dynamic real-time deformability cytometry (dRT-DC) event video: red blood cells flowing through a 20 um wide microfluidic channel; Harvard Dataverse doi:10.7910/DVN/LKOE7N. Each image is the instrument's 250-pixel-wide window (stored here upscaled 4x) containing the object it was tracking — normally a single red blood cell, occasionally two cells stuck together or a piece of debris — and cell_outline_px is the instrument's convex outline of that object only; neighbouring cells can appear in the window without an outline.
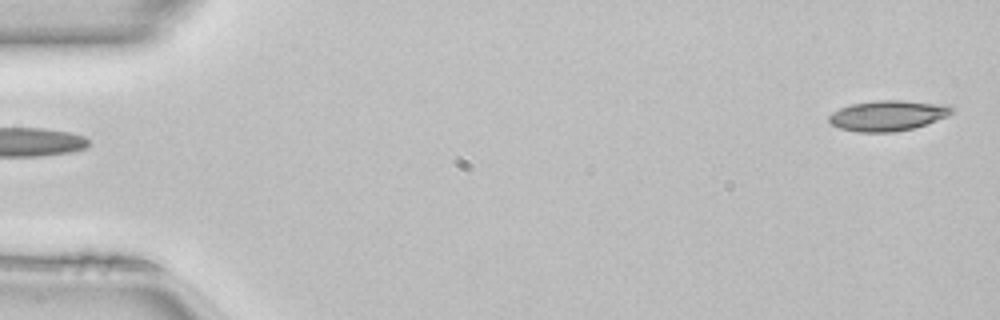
{"species": "common noctule bat (a hibernating species)", "species_latin": "Nyctalus noctula", "temperature_condition": "room temperature", "stored_images_in_passage": 49, "camera_frame_rate_fps": 3000, "um_per_image_px": 0.085, "animal": {"sex": "female", "body_mass_g": 22.7, "forearm_length_mm": 54.2}, "frame": {"image": 1, "passage_image": 1, "time_ms": 0.0, "image_size_px": [1000, 320], "cell_outline_px": [[956, 108], [948, 116], [912, 128], [892, 132], [856, 132], [840, 128], [832, 124], [828, 120], [828, 116], [832, 112], [840, 108], [852, 104], [876, 100], [904, 100], [952, 104]], "centroid_in_image_um": [75.5, 9.8], "position_along_channel_um": 9.5, "area_um2": 21.96}}
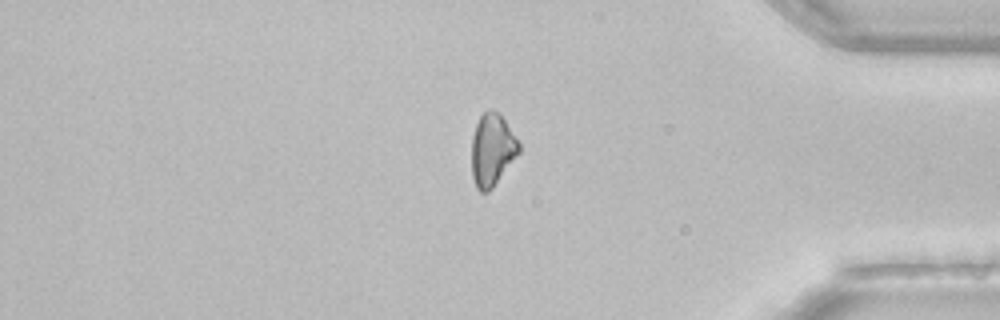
{"frame": {"image": 2, "passage_image": 41, "time_ms": 13.333, "image_size_px": [1000, 320], "cell_outline_px": [[520, 152], [492, 188], [488, 192], [480, 192], [476, 188], [472, 176], [472, 136], [476, 124], [480, 116], [488, 108], [492, 108], [500, 112], [520, 144]], "centroid_in_image_um": [41.83, 12.71], "position_along_channel_um": 393.4, "area_um2": 20.06}}
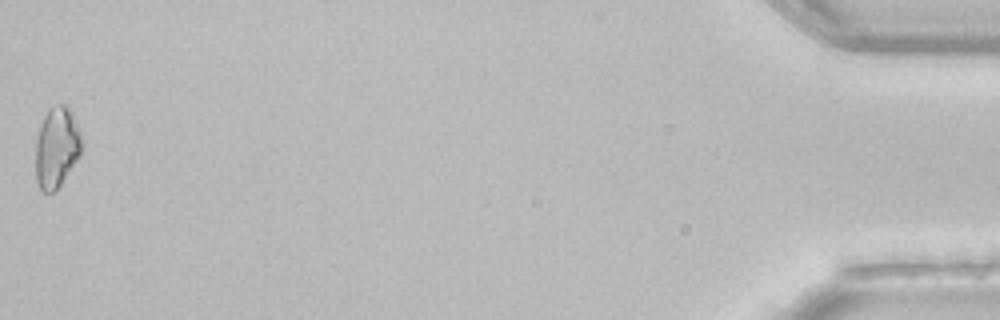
{"frame": {"image": 3, "passage_image": 49, "time_ms": 16.0, "image_size_px": [1000, 320], "cell_outline_px": [[84, 148], [80, 156], [56, 192], [44, 192], [40, 188], [36, 180], [36, 140], [44, 116], [48, 108], [52, 104], [64, 104], [72, 112], [84, 140]], "centroid_in_image_um": [4.86, 12.52], "position_along_channel_um": 430.3, "area_um2": 22.14}, "authors_computed_cell_mechanics": {"area_um2": 21.0392, "velocity_mm_per_s": 4.1194, "shape_relaxation_time_tau1_ms": 8.8984, "shape_relaxation_time_tau2_ms": null, "deformation_change_tau1": 0.2032, "deformation_change_tau2": null}}